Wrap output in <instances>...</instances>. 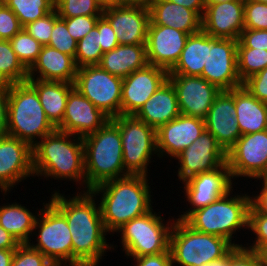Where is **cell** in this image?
<instances>
[{"mask_svg": "<svg viewBox=\"0 0 267 266\" xmlns=\"http://www.w3.org/2000/svg\"><path fill=\"white\" fill-rule=\"evenodd\" d=\"M55 10L59 18H72L102 16L104 9L95 0H55Z\"/></svg>", "mask_w": 267, "mask_h": 266, "instance_id": "cell-38", "label": "cell"}, {"mask_svg": "<svg viewBox=\"0 0 267 266\" xmlns=\"http://www.w3.org/2000/svg\"><path fill=\"white\" fill-rule=\"evenodd\" d=\"M109 120L106 114L74 87L68 94L62 124L57 129L83 138L96 132Z\"/></svg>", "mask_w": 267, "mask_h": 266, "instance_id": "cell-22", "label": "cell"}, {"mask_svg": "<svg viewBox=\"0 0 267 266\" xmlns=\"http://www.w3.org/2000/svg\"><path fill=\"white\" fill-rule=\"evenodd\" d=\"M248 229L256 235V239L250 246L243 247L262 254L267 249V215L248 213Z\"/></svg>", "mask_w": 267, "mask_h": 266, "instance_id": "cell-40", "label": "cell"}, {"mask_svg": "<svg viewBox=\"0 0 267 266\" xmlns=\"http://www.w3.org/2000/svg\"><path fill=\"white\" fill-rule=\"evenodd\" d=\"M54 26V11L43 18L26 24L23 28L36 39L40 44L47 45L51 38V32Z\"/></svg>", "mask_w": 267, "mask_h": 266, "instance_id": "cell-43", "label": "cell"}, {"mask_svg": "<svg viewBox=\"0 0 267 266\" xmlns=\"http://www.w3.org/2000/svg\"><path fill=\"white\" fill-rule=\"evenodd\" d=\"M208 57V34L203 30L189 35L179 60L169 74L201 76Z\"/></svg>", "mask_w": 267, "mask_h": 266, "instance_id": "cell-31", "label": "cell"}, {"mask_svg": "<svg viewBox=\"0 0 267 266\" xmlns=\"http://www.w3.org/2000/svg\"><path fill=\"white\" fill-rule=\"evenodd\" d=\"M249 213L267 215V188L262 187L259 195L250 197Z\"/></svg>", "mask_w": 267, "mask_h": 266, "instance_id": "cell-51", "label": "cell"}, {"mask_svg": "<svg viewBox=\"0 0 267 266\" xmlns=\"http://www.w3.org/2000/svg\"><path fill=\"white\" fill-rule=\"evenodd\" d=\"M168 79L176 90L181 114L205 119L221 90L201 76L169 74Z\"/></svg>", "mask_w": 267, "mask_h": 266, "instance_id": "cell-18", "label": "cell"}, {"mask_svg": "<svg viewBox=\"0 0 267 266\" xmlns=\"http://www.w3.org/2000/svg\"><path fill=\"white\" fill-rule=\"evenodd\" d=\"M4 3L14 12L23 27L55 10V0H6Z\"/></svg>", "mask_w": 267, "mask_h": 266, "instance_id": "cell-33", "label": "cell"}, {"mask_svg": "<svg viewBox=\"0 0 267 266\" xmlns=\"http://www.w3.org/2000/svg\"><path fill=\"white\" fill-rule=\"evenodd\" d=\"M189 34L163 25L148 26L146 52L149 65L170 71L181 55Z\"/></svg>", "mask_w": 267, "mask_h": 266, "instance_id": "cell-21", "label": "cell"}, {"mask_svg": "<svg viewBox=\"0 0 267 266\" xmlns=\"http://www.w3.org/2000/svg\"><path fill=\"white\" fill-rule=\"evenodd\" d=\"M110 120L119 128L125 171L130 175L148 176L151 157L158 156L156 130L134 115H120Z\"/></svg>", "mask_w": 267, "mask_h": 266, "instance_id": "cell-10", "label": "cell"}, {"mask_svg": "<svg viewBox=\"0 0 267 266\" xmlns=\"http://www.w3.org/2000/svg\"><path fill=\"white\" fill-rule=\"evenodd\" d=\"M244 29H267V4L244 0Z\"/></svg>", "mask_w": 267, "mask_h": 266, "instance_id": "cell-42", "label": "cell"}, {"mask_svg": "<svg viewBox=\"0 0 267 266\" xmlns=\"http://www.w3.org/2000/svg\"><path fill=\"white\" fill-rule=\"evenodd\" d=\"M95 1H97L103 9L116 4L115 0H95Z\"/></svg>", "mask_w": 267, "mask_h": 266, "instance_id": "cell-60", "label": "cell"}, {"mask_svg": "<svg viewBox=\"0 0 267 266\" xmlns=\"http://www.w3.org/2000/svg\"><path fill=\"white\" fill-rule=\"evenodd\" d=\"M172 3L184 6L190 10L197 12L201 17L205 12V0H167Z\"/></svg>", "mask_w": 267, "mask_h": 266, "instance_id": "cell-52", "label": "cell"}, {"mask_svg": "<svg viewBox=\"0 0 267 266\" xmlns=\"http://www.w3.org/2000/svg\"><path fill=\"white\" fill-rule=\"evenodd\" d=\"M228 266H265L261 253L251 251L245 247L234 246L229 251Z\"/></svg>", "mask_w": 267, "mask_h": 266, "instance_id": "cell-44", "label": "cell"}, {"mask_svg": "<svg viewBox=\"0 0 267 266\" xmlns=\"http://www.w3.org/2000/svg\"><path fill=\"white\" fill-rule=\"evenodd\" d=\"M230 190L209 205L193 211L184 221L194 230L227 239L233 246L236 230L248 228L250 197L247 194H233ZM233 194V195H231ZM234 196V197H233Z\"/></svg>", "mask_w": 267, "mask_h": 266, "instance_id": "cell-6", "label": "cell"}, {"mask_svg": "<svg viewBox=\"0 0 267 266\" xmlns=\"http://www.w3.org/2000/svg\"><path fill=\"white\" fill-rule=\"evenodd\" d=\"M35 176L33 172L32 147L18 138L0 137V190L11 192L17 183ZM27 177V178H26Z\"/></svg>", "mask_w": 267, "mask_h": 266, "instance_id": "cell-16", "label": "cell"}, {"mask_svg": "<svg viewBox=\"0 0 267 266\" xmlns=\"http://www.w3.org/2000/svg\"><path fill=\"white\" fill-rule=\"evenodd\" d=\"M235 0H205V4H216V3H223Z\"/></svg>", "mask_w": 267, "mask_h": 266, "instance_id": "cell-61", "label": "cell"}, {"mask_svg": "<svg viewBox=\"0 0 267 266\" xmlns=\"http://www.w3.org/2000/svg\"><path fill=\"white\" fill-rule=\"evenodd\" d=\"M10 83L7 79L0 73V93H6L10 88Z\"/></svg>", "mask_w": 267, "mask_h": 266, "instance_id": "cell-57", "label": "cell"}, {"mask_svg": "<svg viewBox=\"0 0 267 266\" xmlns=\"http://www.w3.org/2000/svg\"><path fill=\"white\" fill-rule=\"evenodd\" d=\"M11 266H56L40 251L28 243L19 244L15 249Z\"/></svg>", "mask_w": 267, "mask_h": 266, "instance_id": "cell-41", "label": "cell"}, {"mask_svg": "<svg viewBox=\"0 0 267 266\" xmlns=\"http://www.w3.org/2000/svg\"><path fill=\"white\" fill-rule=\"evenodd\" d=\"M96 26L99 30L100 45L103 53L111 51L119 45L117 35L103 15L98 18Z\"/></svg>", "mask_w": 267, "mask_h": 266, "instance_id": "cell-48", "label": "cell"}, {"mask_svg": "<svg viewBox=\"0 0 267 266\" xmlns=\"http://www.w3.org/2000/svg\"><path fill=\"white\" fill-rule=\"evenodd\" d=\"M202 30L215 38L238 40L244 30V0L205 4Z\"/></svg>", "mask_w": 267, "mask_h": 266, "instance_id": "cell-24", "label": "cell"}, {"mask_svg": "<svg viewBox=\"0 0 267 266\" xmlns=\"http://www.w3.org/2000/svg\"><path fill=\"white\" fill-rule=\"evenodd\" d=\"M150 20L189 35L202 30V17L195 11L167 0H149Z\"/></svg>", "mask_w": 267, "mask_h": 266, "instance_id": "cell-27", "label": "cell"}, {"mask_svg": "<svg viewBox=\"0 0 267 266\" xmlns=\"http://www.w3.org/2000/svg\"><path fill=\"white\" fill-rule=\"evenodd\" d=\"M76 73L77 67L72 56L61 53L48 45H43L37 61L28 70V79L74 84Z\"/></svg>", "mask_w": 267, "mask_h": 266, "instance_id": "cell-25", "label": "cell"}, {"mask_svg": "<svg viewBox=\"0 0 267 266\" xmlns=\"http://www.w3.org/2000/svg\"><path fill=\"white\" fill-rule=\"evenodd\" d=\"M100 45L99 30L94 26L81 40L77 42V51L74 58L76 67L98 65L103 55Z\"/></svg>", "mask_w": 267, "mask_h": 266, "instance_id": "cell-36", "label": "cell"}, {"mask_svg": "<svg viewBox=\"0 0 267 266\" xmlns=\"http://www.w3.org/2000/svg\"><path fill=\"white\" fill-rule=\"evenodd\" d=\"M98 65L110 74L123 79L148 65L146 44L118 45L113 50L105 52Z\"/></svg>", "mask_w": 267, "mask_h": 266, "instance_id": "cell-28", "label": "cell"}, {"mask_svg": "<svg viewBox=\"0 0 267 266\" xmlns=\"http://www.w3.org/2000/svg\"><path fill=\"white\" fill-rule=\"evenodd\" d=\"M180 114L176 90L168 79L134 116L157 130Z\"/></svg>", "mask_w": 267, "mask_h": 266, "instance_id": "cell-26", "label": "cell"}, {"mask_svg": "<svg viewBox=\"0 0 267 266\" xmlns=\"http://www.w3.org/2000/svg\"><path fill=\"white\" fill-rule=\"evenodd\" d=\"M238 40L208 35V57L201 77L221 91L242 86L237 63Z\"/></svg>", "mask_w": 267, "mask_h": 266, "instance_id": "cell-12", "label": "cell"}, {"mask_svg": "<svg viewBox=\"0 0 267 266\" xmlns=\"http://www.w3.org/2000/svg\"><path fill=\"white\" fill-rule=\"evenodd\" d=\"M169 220L173 222L169 239L173 266H201L222 258L234 247L223 237L194 230L184 220Z\"/></svg>", "mask_w": 267, "mask_h": 266, "instance_id": "cell-7", "label": "cell"}, {"mask_svg": "<svg viewBox=\"0 0 267 266\" xmlns=\"http://www.w3.org/2000/svg\"><path fill=\"white\" fill-rule=\"evenodd\" d=\"M99 17L100 16H76L61 19L66 23L69 34L78 42L96 26Z\"/></svg>", "mask_w": 267, "mask_h": 266, "instance_id": "cell-46", "label": "cell"}, {"mask_svg": "<svg viewBox=\"0 0 267 266\" xmlns=\"http://www.w3.org/2000/svg\"><path fill=\"white\" fill-rule=\"evenodd\" d=\"M237 63L238 74L243 82L267 67V50L247 48L238 41Z\"/></svg>", "mask_w": 267, "mask_h": 266, "instance_id": "cell-35", "label": "cell"}, {"mask_svg": "<svg viewBox=\"0 0 267 266\" xmlns=\"http://www.w3.org/2000/svg\"><path fill=\"white\" fill-rule=\"evenodd\" d=\"M96 198L91 191L81 190L66 198L65 194L54 190L49 199L66 218L72 234L73 266H99L107 250H114L113 244L106 240L108 234Z\"/></svg>", "mask_w": 267, "mask_h": 266, "instance_id": "cell-1", "label": "cell"}, {"mask_svg": "<svg viewBox=\"0 0 267 266\" xmlns=\"http://www.w3.org/2000/svg\"><path fill=\"white\" fill-rule=\"evenodd\" d=\"M9 41L18 60L29 70L37 61L43 45L28 34L24 28Z\"/></svg>", "mask_w": 267, "mask_h": 266, "instance_id": "cell-37", "label": "cell"}, {"mask_svg": "<svg viewBox=\"0 0 267 266\" xmlns=\"http://www.w3.org/2000/svg\"><path fill=\"white\" fill-rule=\"evenodd\" d=\"M86 174V191L103 182L129 175L123 165L119 128L109 120L96 132L82 138Z\"/></svg>", "mask_w": 267, "mask_h": 266, "instance_id": "cell-5", "label": "cell"}, {"mask_svg": "<svg viewBox=\"0 0 267 266\" xmlns=\"http://www.w3.org/2000/svg\"><path fill=\"white\" fill-rule=\"evenodd\" d=\"M15 249H0V266H11Z\"/></svg>", "mask_w": 267, "mask_h": 266, "instance_id": "cell-55", "label": "cell"}, {"mask_svg": "<svg viewBox=\"0 0 267 266\" xmlns=\"http://www.w3.org/2000/svg\"><path fill=\"white\" fill-rule=\"evenodd\" d=\"M103 16L111 24L118 44H146L150 10L148 5L115 4L104 8Z\"/></svg>", "mask_w": 267, "mask_h": 266, "instance_id": "cell-17", "label": "cell"}, {"mask_svg": "<svg viewBox=\"0 0 267 266\" xmlns=\"http://www.w3.org/2000/svg\"><path fill=\"white\" fill-rule=\"evenodd\" d=\"M0 73L10 84L28 80V70L18 60L9 40L0 39Z\"/></svg>", "mask_w": 267, "mask_h": 266, "instance_id": "cell-34", "label": "cell"}, {"mask_svg": "<svg viewBox=\"0 0 267 266\" xmlns=\"http://www.w3.org/2000/svg\"><path fill=\"white\" fill-rule=\"evenodd\" d=\"M229 265V252L218 260H214L207 264H202L201 266H228Z\"/></svg>", "mask_w": 267, "mask_h": 266, "instance_id": "cell-56", "label": "cell"}, {"mask_svg": "<svg viewBox=\"0 0 267 266\" xmlns=\"http://www.w3.org/2000/svg\"><path fill=\"white\" fill-rule=\"evenodd\" d=\"M238 41L247 48L267 50V29H244Z\"/></svg>", "mask_w": 267, "mask_h": 266, "instance_id": "cell-49", "label": "cell"}, {"mask_svg": "<svg viewBox=\"0 0 267 266\" xmlns=\"http://www.w3.org/2000/svg\"><path fill=\"white\" fill-rule=\"evenodd\" d=\"M178 180L184 182L188 178L213 171L227 163V152L217 142V139L205 130L188 148L179 153Z\"/></svg>", "mask_w": 267, "mask_h": 266, "instance_id": "cell-14", "label": "cell"}, {"mask_svg": "<svg viewBox=\"0 0 267 266\" xmlns=\"http://www.w3.org/2000/svg\"><path fill=\"white\" fill-rule=\"evenodd\" d=\"M23 26L14 12L4 3L0 6V39L11 40Z\"/></svg>", "mask_w": 267, "mask_h": 266, "instance_id": "cell-45", "label": "cell"}, {"mask_svg": "<svg viewBox=\"0 0 267 266\" xmlns=\"http://www.w3.org/2000/svg\"><path fill=\"white\" fill-rule=\"evenodd\" d=\"M257 180H262V187L267 188V165L265 167V169L263 170V172L259 175V177L257 178Z\"/></svg>", "mask_w": 267, "mask_h": 266, "instance_id": "cell-59", "label": "cell"}, {"mask_svg": "<svg viewBox=\"0 0 267 266\" xmlns=\"http://www.w3.org/2000/svg\"><path fill=\"white\" fill-rule=\"evenodd\" d=\"M18 245V241L0 226V249H16Z\"/></svg>", "mask_w": 267, "mask_h": 266, "instance_id": "cell-53", "label": "cell"}, {"mask_svg": "<svg viewBox=\"0 0 267 266\" xmlns=\"http://www.w3.org/2000/svg\"><path fill=\"white\" fill-rule=\"evenodd\" d=\"M162 215L152 209L133 218L115 232L121 233V244L127 258L157 255L169 250L170 232L173 223L163 220ZM164 221V222H163Z\"/></svg>", "mask_w": 267, "mask_h": 266, "instance_id": "cell-8", "label": "cell"}, {"mask_svg": "<svg viewBox=\"0 0 267 266\" xmlns=\"http://www.w3.org/2000/svg\"><path fill=\"white\" fill-rule=\"evenodd\" d=\"M253 1L260 2V3H266L267 4V0H253Z\"/></svg>", "mask_w": 267, "mask_h": 266, "instance_id": "cell-63", "label": "cell"}, {"mask_svg": "<svg viewBox=\"0 0 267 266\" xmlns=\"http://www.w3.org/2000/svg\"><path fill=\"white\" fill-rule=\"evenodd\" d=\"M4 4V0H0V6Z\"/></svg>", "mask_w": 267, "mask_h": 266, "instance_id": "cell-64", "label": "cell"}, {"mask_svg": "<svg viewBox=\"0 0 267 266\" xmlns=\"http://www.w3.org/2000/svg\"><path fill=\"white\" fill-rule=\"evenodd\" d=\"M6 101L7 135L33 147L56 129L46 117L38 93L28 82L11 84Z\"/></svg>", "mask_w": 267, "mask_h": 266, "instance_id": "cell-4", "label": "cell"}, {"mask_svg": "<svg viewBox=\"0 0 267 266\" xmlns=\"http://www.w3.org/2000/svg\"><path fill=\"white\" fill-rule=\"evenodd\" d=\"M242 86L258 100L267 104V67L244 80Z\"/></svg>", "mask_w": 267, "mask_h": 266, "instance_id": "cell-47", "label": "cell"}, {"mask_svg": "<svg viewBox=\"0 0 267 266\" xmlns=\"http://www.w3.org/2000/svg\"><path fill=\"white\" fill-rule=\"evenodd\" d=\"M6 93H0V137L6 135Z\"/></svg>", "mask_w": 267, "mask_h": 266, "instance_id": "cell-54", "label": "cell"}, {"mask_svg": "<svg viewBox=\"0 0 267 266\" xmlns=\"http://www.w3.org/2000/svg\"><path fill=\"white\" fill-rule=\"evenodd\" d=\"M47 45L75 58L77 41L69 34L66 23L58 17L56 10H54V26L51 38Z\"/></svg>", "mask_w": 267, "mask_h": 266, "instance_id": "cell-39", "label": "cell"}, {"mask_svg": "<svg viewBox=\"0 0 267 266\" xmlns=\"http://www.w3.org/2000/svg\"><path fill=\"white\" fill-rule=\"evenodd\" d=\"M230 170L227 163L221 167L194 175L181 182L185 191L186 200L191 207L178 215L179 220H185L193 211L205 207L218 198L224 196L233 188Z\"/></svg>", "mask_w": 267, "mask_h": 266, "instance_id": "cell-15", "label": "cell"}, {"mask_svg": "<svg viewBox=\"0 0 267 266\" xmlns=\"http://www.w3.org/2000/svg\"><path fill=\"white\" fill-rule=\"evenodd\" d=\"M73 137V138H72ZM33 172L39 177L78 182L86 191L82 137L55 129L32 147Z\"/></svg>", "mask_w": 267, "mask_h": 266, "instance_id": "cell-3", "label": "cell"}, {"mask_svg": "<svg viewBox=\"0 0 267 266\" xmlns=\"http://www.w3.org/2000/svg\"><path fill=\"white\" fill-rule=\"evenodd\" d=\"M116 4H141L148 5L149 0H115Z\"/></svg>", "mask_w": 267, "mask_h": 266, "instance_id": "cell-58", "label": "cell"}, {"mask_svg": "<svg viewBox=\"0 0 267 266\" xmlns=\"http://www.w3.org/2000/svg\"><path fill=\"white\" fill-rule=\"evenodd\" d=\"M147 179L148 176L129 174L103 182L90 190L94 196L101 195L98 202L108 234H114L123 224L153 209L152 191Z\"/></svg>", "mask_w": 267, "mask_h": 266, "instance_id": "cell-2", "label": "cell"}, {"mask_svg": "<svg viewBox=\"0 0 267 266\" xmlns=\"http://www.w3.org/2000/svg\"><path fill=\"white\" fill-rule=\"evenodd\" d=\"M236 120L241 135L267 130V104L258 100L246 88H234Z\"/></svg>", "mask_w": 267, "mask_h": 266, "instance_id": "cell-30", "label": "cell"}, {"mask_svg": "<svg viewBox=\"0 0 267 266\" xmlns=\"http://www.w3.org/2000/svg\"><path fill=\"white\" fill-rule=\"evenodd\" d=\"M169 72L147 65L123 78L121 115H135L145 102L168 80Z\"/></svg>", "mask_w": 267, "mask_h": 266, "instance_id": "cell-19", "label": "cell"}, {"mask_svg": "<svg viewBox=\"0 0 267 266\" xmlns=\"http://www.w3.org/2000/svg\"><path fill=\"white\" fill-rule=\"evenodd\" d=\"M206 130L205 120L180 114L156 130L158 157L175 158ZM162 155V156H161Z\"/></svg>", "mask_w": 267, "mask_h": 266, "instance_id": "cell-20", "label": "cell"}, {"mask_svg": "<svg viewBox=\"0 0 267 266\" xmlns=\"http://www.w3.org/2000/svg\"><path fill=\"white\" fill-rule=\"evenodd\" d=\"M227 165L232 179H257L267 165V130L241 135L227 151Z\"/></svg>", "mask_w": 267, "mask_h": 266, "instance_id": "cell-13", "label": "cell"}, {"mask_svg": "<svg viewBox=\"0 0 267 266\" xmlns=\"http://www.w3.org/2000/svg\"><path fill=\"white\" fill-rule=\"evenodd\" d=\"M123 79L99 65L77 68L74 87L110 119L121 115Z\"/></svg>", "mask_w": 267, "mask_h": 266, "instance_id": "cell-11", "label": "cell"}, {"mask_svg": "<svg viewBox=\"0 0 267 266\" xmlns=\"http://www.w3.org/2000/svg\"><path fill=\"white\" fill-rule=\"evenodd\" d=\"M132 260L137 263L134 266H173L170 250L157 255L137 257Z\"/></svg>", "mask_w": 267, "mask_h": 266, "instance_id": "cell-50", "label": "cell"}, {"mask_svg": "<svg viewBox=\"0 0 267 266\" xmlns=\"http://www.w3.org/2000/svg\"><path fill=\"white\" fill-rule=\"evenodd\" d=\"M27 82L38 93L46 117L57 129L62 124L68 94L74 88V84L40 79H28Z\"/></svg>", "mask_w": 267, "mask_h": 266, "instance_id": "cell-29", "label": "cell"}, {"mask_svg": "<svg viewBox=\"0 0 267 266\" xmlns=\"http://www.w3.org/2000/svg\"><path fill=\"white\" fill-rule=\"evenodd\" d=\"M234 88L220 91L215 97L205 120V127L227 152L241 136L236 120Z\"/></svg>", "mask_w": 267, "mask_h": 266, "instance_id": "cell-23", "label": "cell"}, {"mask_svg": "<svg viewBox=\"0 0 267 266\" xmlns=\"http://www.w3.org/2000/svg\"><path fill=\"white\" fill-rule=\"evenodd\" d=\"M32 235H36L37 243L29 241L28 244L54 265L73 266L72 234L66 218L49 201L38 210Z\"/></svg>", "mask_w": 267, "mask_h": 266, "instance_id": "cell-9", "label": "cell"}, {"mask_svg": "<svg viewBox=\"0 0 267 266\" xmlns=\"http://www.w3.org/2000/svg\"><path fill=\"white\" fill-rule=\"evenodd\" d=\"M36 215L27 207L19 203H4L0 206V226L9 232L19 244L28 243L32 241L34 224Z\"/></svg>", "mask_w": 267, "mask_h": 266, "instance_id": "cell-32", "label": "cell"}, {"mask_svg": "<svg viewBox=\"0 0 267 266\" xmlns=\"http://www.w3.org/2000/svg\"><path fill=\"white\" fill-rule=\"evenodd\" d=\"M264 258V265L267 266V249L262 253Z\"/></svg>", "mask_w": 267, "mask_h": 266, "instance_id": "cell-62", "label": "cell"}]
</instances>
